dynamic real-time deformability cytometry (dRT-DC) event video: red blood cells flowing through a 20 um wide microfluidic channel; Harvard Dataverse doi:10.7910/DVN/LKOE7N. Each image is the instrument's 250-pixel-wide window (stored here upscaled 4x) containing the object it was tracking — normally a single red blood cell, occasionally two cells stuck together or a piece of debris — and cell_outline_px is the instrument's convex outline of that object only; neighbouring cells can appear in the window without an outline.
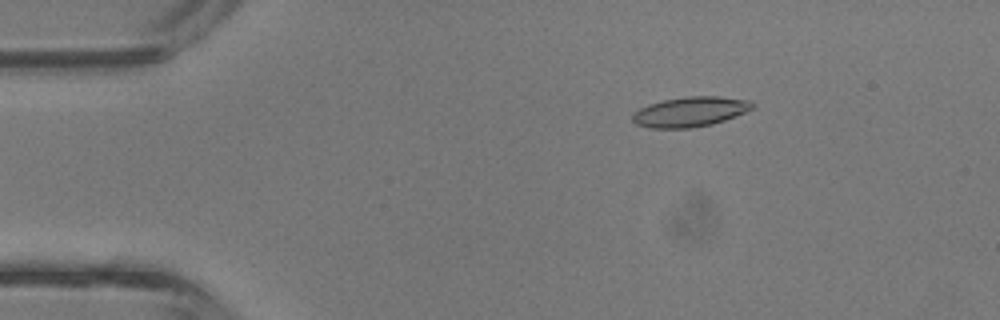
{"species": "common noctule bat (a hibernating species)", "species_latin": "Nyctalus noctula", "temperature_condition": "room temperature", "stored_images_in_passage": 42, "camera_frame_rate_fps": 3000, "um_per_image_px": 0.085, "animal": {"sex": "male", "body_mass_g": 13.3}, "frame": {"image": 1, "passage_image": 7, "time_ms": 2.0, "image_size_px": [1000, 320], "cell_outline_px": [[756, 104], [752, 108], [736, 116], [712, 124], [692, 128], [652, 128], [636, 124], [632, 120], [632, 112], [648, 104], [664, 100], [688, 96], [720, 96], [752, 100]], "centroid_in_image_um": [58.67, 9.49], "position_along_channel_um": 26.3, "area_um2": 21.04}}
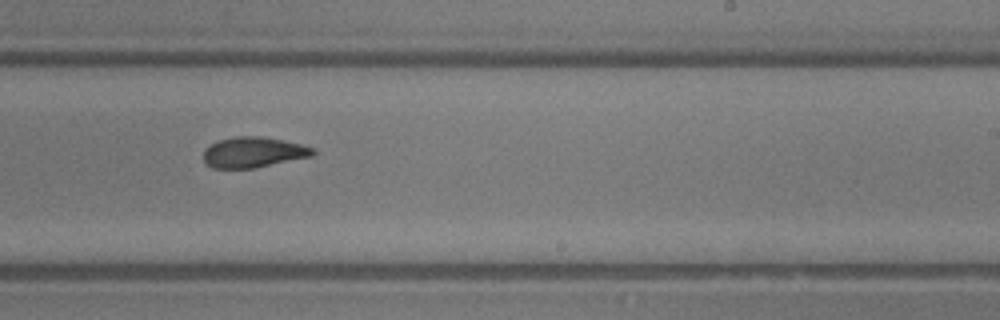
{"frame": {"image": 2, "passage_image": 26, "time_ms": 8.333, "image_size_px": [1000, 320], "cell_outline_px": [[316, 152], [312, 156], [256, 168], [212, 168], [204, 160], [204, 148], [216, 140], [236, 136], [260, 136], [300, 144], [312, 148]], "centroid_in_image_um": [21.5, 12.94], "position_along_channel_um": 267.5, "area_um2": 19.42}}
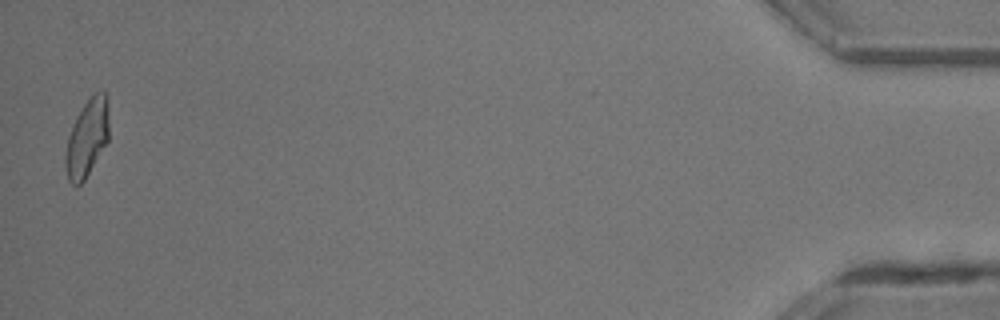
{"frame": {"image": 3, "passage_image": 42, "time_ms": 13.667, "image_size_px": [1000, 320], "cell_outline_px": [[108, 140], [84, 180], [80, 184], [72, 184], [68, 180], [64, 164], [64, 156], [68, 136], [76, 116], [84, 104], [96, 92], [104, 88], [108, 116]], "centroid_in_image_um": [7.37, 11.74], "position_along_channel_um": 427.8, "area_um2": 19.36}, "authors_computed_cell_mechanics": {"area_um2": 20.0277, "velocity_mm_per_s": 4.8377, "shape_relaxation_time_tau1_ms": null, "shape_relaxation_time_tau2_ms": 2.5679, "deformation_change_tau1": null, "deformation_change_tau2": 0.104}}